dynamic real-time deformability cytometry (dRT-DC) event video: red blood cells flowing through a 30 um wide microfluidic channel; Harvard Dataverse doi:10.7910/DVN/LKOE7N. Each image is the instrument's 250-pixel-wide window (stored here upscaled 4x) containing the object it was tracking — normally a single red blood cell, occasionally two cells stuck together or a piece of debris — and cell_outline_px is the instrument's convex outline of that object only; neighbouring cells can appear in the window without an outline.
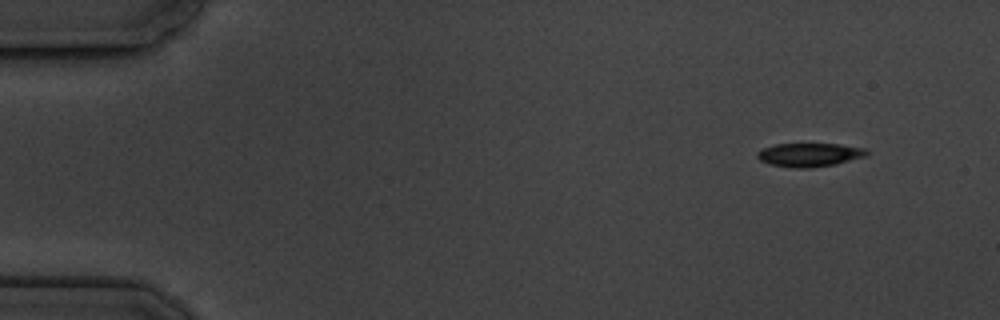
{"species": "common noctule bat (a hibernating species)", "species_latin": "Nyctalus noctula", "temperature_condition": "cold", "stored_images_in_passage": 5, "camera_frame_rate_fps": 3000, "um_per_image_px": 0.085, "animal": {"sex": "male", "body_mass_g": 19.5, "forearm_length_mm": 54.6}, "frame": {"image": 1, "passage_image": 1, "time_ms": 0.0, "image_size_px": [1000, 320], "cell_outline_px": [[868, 156], [836, 164], [812, 168], [792, 168], [768, 164], [760, 160], [756, 156], [756, 152], [764, 148], [776, 144], [840, 144], [864, 148], [868, 152]], "centroid_in_image_um": [68.81, 13.17], "position_along_channel_um": 16.2, "area_um2": 15.2}}
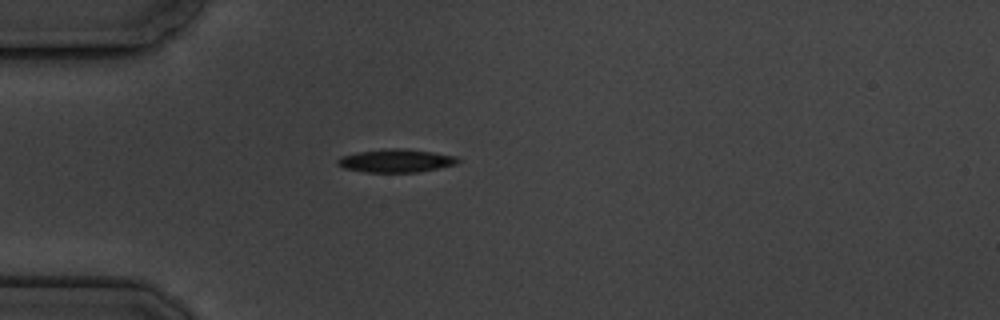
{"frame": {"image": 2, "passage_image": 4, "time_ms": 3.667, "image_size_px": [1000, 320], "cell_outline_px": [[460, 160], [456, 164], [440, 168], [416, 172], [364, 172], [344, 168], [336, 164], [336, 160], [340, 156], [356, 152], [384, 148], [404, 148], [432, 152], [456, 156]], "centroid_in_image_um": [33.62, 13.65], "position_along_channel_um": 51.4, "area_um2": 16.42}}